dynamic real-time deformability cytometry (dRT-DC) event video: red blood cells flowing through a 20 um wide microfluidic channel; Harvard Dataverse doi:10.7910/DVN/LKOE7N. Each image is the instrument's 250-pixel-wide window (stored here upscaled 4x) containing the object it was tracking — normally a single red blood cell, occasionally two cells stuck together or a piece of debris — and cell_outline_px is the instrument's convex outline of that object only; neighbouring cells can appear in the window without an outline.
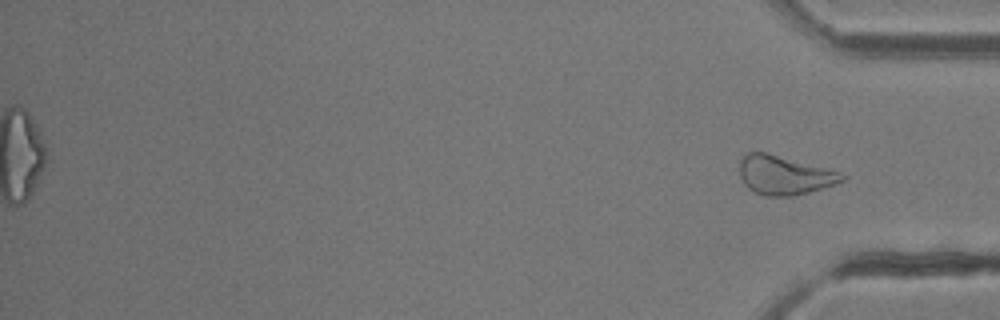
{"species": "common noctule bat (a hibernating species)", "species_latin": "Nyctalus noctula", "temperature_condition": "room temperature", "stored_images_in_passage": 32, "segment_of_instrument_passage": [2, 2], "camera_frame_rate_fps": 3000, "um_per_image_px": 0.085, "animal": {"sex": "female"}, "frame": {"image": 1, "passage_image": 32, "time_ms": 10.333, "image_size_px": [1000, 320], "cell_outline_px": [[848, 176], [844, 180], [836, 184], [824, 188], [792, 196], [764, 196], [748, 188], [744, 184], [740, 176], [740, 160], [748, 152], [764, 152], [840, 172]], "centroid_in_image_um": [66.67, 14.9], "position_along_channel_um": 368.5, "area_um2": 23.0}}